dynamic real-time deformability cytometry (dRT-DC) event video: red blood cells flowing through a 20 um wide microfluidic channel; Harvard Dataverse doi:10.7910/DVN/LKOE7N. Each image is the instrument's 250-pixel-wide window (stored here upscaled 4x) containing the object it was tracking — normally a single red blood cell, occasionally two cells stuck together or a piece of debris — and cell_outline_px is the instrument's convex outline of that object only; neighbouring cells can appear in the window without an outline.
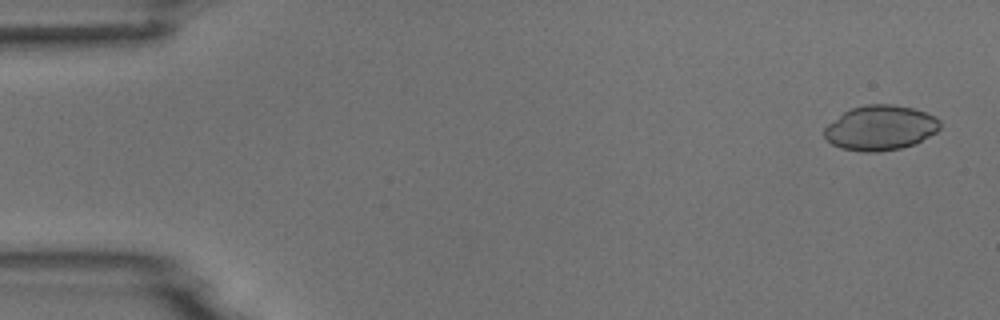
{"species": "common noctule bat (a hibernating species)", "species_latin": "Nyctalus noctula", "temperature_condition": "room temperature", "stored_images_in_passage": 4, "camera_frame_rate_fps": 3000, "um_per_image_px": 0.085, "animal": {"sex": "male", "body_mass_g": 18.8}, "frame": {"image": 1, "passage_image": 1, "time_ms": 0.0, "image_size_px": [1000, 320], "cell_outline_px": [[940, 128], [936, 132], [916, 144], [900, 148], [880, 152], [864, 152], [840, 148], [832, 144], [824, 136], [824, 128], [828, 124], [844, 112], [852, 108], [868, 104], [892, 104], [912, 108], [936, 116], [940, 120]], "centroid_in_image_um": [74.84, 10.87], "position_along_channel_um": 10.2, "area_um2": 30.29}}
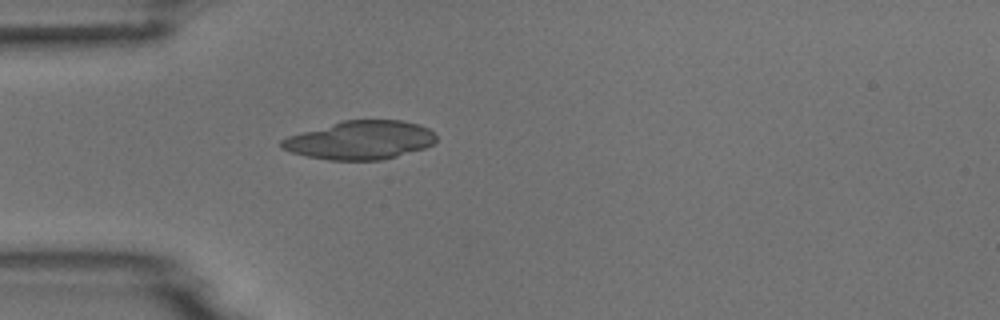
{"frame": {"image": 2, "passage_image": 4, "time_ms": 4.333, "image_size_px": [1000, 320], "cell_outline_px": [[436, 140], [432, 144], [424, 148], [396, 156], [380, 160], [328, 160], [308, 156], [292, 152], [280, 148], [280, 140], [288, 136], [344, 120], [400, 120], [420, 124], [428, 128], [436, 136]], "centroid_in_image_um": [30.62, 11.91], "position_along_channel_um": 54.4, "area_um2": 34.45}}